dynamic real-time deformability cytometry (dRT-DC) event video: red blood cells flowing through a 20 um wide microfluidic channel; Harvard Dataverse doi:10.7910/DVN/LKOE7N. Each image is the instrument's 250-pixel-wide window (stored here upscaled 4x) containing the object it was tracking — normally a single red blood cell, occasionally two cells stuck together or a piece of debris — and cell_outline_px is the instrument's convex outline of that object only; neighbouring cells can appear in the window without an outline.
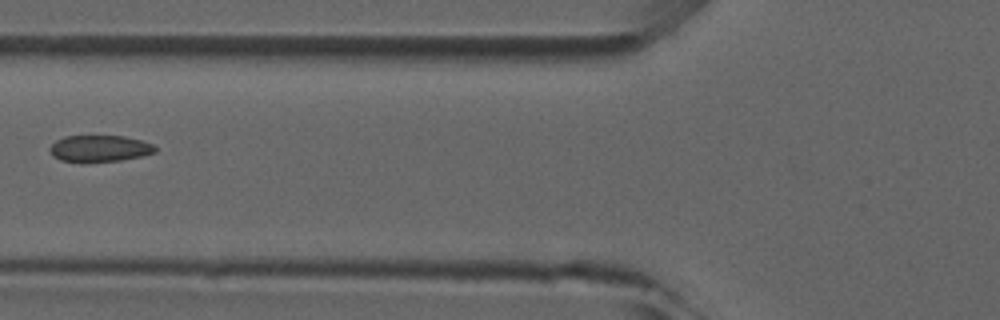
{"species": "common noctule bat (a hibernating species)", "species_latin": "Nyctalus noctula", "temperature_condition": "room temperature", "stored_images_in_passage": 4, "camera_frame_rate_fps": 3000, "um_per_image_px": 0.085, "animal": {"sex": "male", "forearm_length_mm": 52.5}, "frame": {"image": 1, "passage_image": 4, "time_ms": 3.333, "image_size_px": [1000, 320], "cell_outline_px": [[156, 152], [140, 156], [120, 160], [84, 164], [80, 164], [60, 160], [52, 156], [48, 148], [56, 140], [64, 136], [124, 136], [140, 140], [152, 144], [156, 148]], "centroid_in_image_um": [8.39, 12.65], "position_along_channel_um": 117.4, "area_um2": 16.7}}